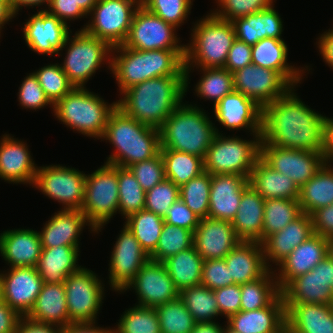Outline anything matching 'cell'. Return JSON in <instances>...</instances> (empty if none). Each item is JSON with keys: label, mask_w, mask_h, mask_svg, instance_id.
<instances>
[{"label": "cell", "mask_w": 333, "mask_h": 333, "mask_svg": "<svg viewBox=\"0 0 333 333\" xmlns=\"http://www.w3.org/2000/svg\"><path fill=\"white\" fill-rule=\"evenodd\" d=\"M87 224L91 231L96 233L81 210L61 209L54 213L39 232L42 248L79 246V235Z\"/></svg>", "instance_id": "obj_30"}, {"label": "cell", "mask_w": 333, "mask_h": 333, "mask_svg": "<svg viewBox=\"0 0 333 333\" xmlns=\"http://www.w3.org/2000/svg\"><path fill=\"white\" fill-rule=\"evenodd\" d=\"M15 333H61V328L55 325L34 322L23 317Z\"/></svg>", "instance_id": "obj_65"}, {"label": "cell", "mask_w": 333, "mask_h": 333, "mask_svg": "<svg viewBox=\"0 0 333 333\" xmlns=\"http://www.w3.org/2000/svg\"><path fill=\"white\" fill-rule=\"evenodd\" d=\"M325 162L319 171L301 188L299 204L302 213L311 215L321 207L333 203V167Z\"/></svg>", "instance_id": "obj_39"}, {"label": "cell", "mask_w": 333, "mask_h": 333, "mask_svg": "<svg viewBox=\"0 0 333 333\" xmlns=\"http://www.w3.org/2000/svg\"><path fill=\"white\" fill-rule=\"evenodd\" d=\"M192 2L193 0H144L143 6L149 12L178 28L187 19Z\"/></svg>", "instance_id": "obj_53"}, {"label": "cell", "mask_w": 333, "mask_h": 333, "mask_svg": "<svg viewBox=\"0 0 333 333\" xmlns=\"http://www.w3.org/2000/svg\"><path fill=\"white\" fill-rule=\"evenodd\" d=\"M322 154L326 162L333 161V119L325 116Z\"/></svg>", "instance_id": "obj_67"}, {"label": "cell", "mask_w": 333, "mask_h": 333, "mask_svg": "<svg viewBox=\"0 0 333 333\" xmlns=\"http://www.w3.org/2000/svg\"><path fill=\"white\" fill-rule=\"evenodd\" d=\"M118 191V212H121L120 214L124 215L125 219L144 209L146 192L129 168L118 166Z\"/></svg>", "instance_id": "obj_48"}, {"label": "cell", "mask_w": 333, "mask_h": 333, "mask_svg": "<svg viewBox=\"0 0 333 333\" xmlns=\"http://www.w3.org/2000/svg\"><path fill=\"white\" fill-rule=\"evenodd\" d=\"M15 16L16 14L12 10L9 0H0V34L4 24H6Z\"/></svg>", "instance_id": "obj_70"}, {"label": "cell", "mask_w": 333, "mask_h": 333, "mask_svg": "<svg viewBox=\"0 0 333 333\" xmlns=\"http://www.w3.org/2000/svg\"><path fill=\"white\" fill-rule=\"evenodd\" d=\"M81 267L64 281L69 319L72 323H95L104 296L102 281Z\"/></svg>", "instance_id": "obj_12"}, {"label": "cell", "mask_w": 333, "mask_h": 333, "mask_svg": "<svg viewBox=\"0 0 333 333\" xmlns=\"http://www.w3.org/2000/svg\"><path fill=\"white\" fill-rule=\"evenodd\" d=\"M0 140V178L9 183L33 185L38 167L26 143L9 134Z\"/></svg>", "instance_id": "obj_27"}, {"label": "cell", "mask_w": 333, "mask_h": 333, "mask_svg": "<svg viewBox=\"0 0 333 333\" xmlns=\"http://www.w3.org/2000/svg\"><path fill=\"white\" fill-rule=\"evenodd\" d=\"M179 297L196 322H212L220 315L214 290L204 285L184 288L179 292Z\"/></svg>", "instance_id": "obj_45"}, {"label": "cell", "mask_w": 333, "mask_h": 333, "mask_svg": "<svg viewBox=\"0 0 333 333\" xmlns=\"http://www.w3.org/2000/svg\"><path fill=\"white\" fill-rule=\"evenodd\" d=\"M160 153L164 161L166 179L179 187L205 171L203 158L196 155L166 148H160Z\"/></svg>", "instance_id": "obj_41"}, {"label": "cell", "mask_w": 333, "mask_h": 333, "mask_svg": "<svg viewBox=\"0 0 333 333\" xmlns=\"http://www.w3.org/2000/svg\"><path fill=\"white\" fill-rule=\"evenodd\" d=\"M113 333H161L156 309L139 305L129 308Z\"/></svg>", "instance_id": "obj_51"}, {"label": "cell", "mask_w": 333, "mask_h": 333, "mask_svg": "<svg viewBox=\"0 0 333 333\" xmlns=\"http://www.w3.org/2000/svg\"><path fill=\"white\" fill-rule=\"evenodd\" d=\"M102 139L115 147L107 164L128 168L155 157L160 152L158 128L138 122L116 107L109 115Z\"/></svg>", "instance_id": "obj_4"}, {"label": "cell", "mask_w": 333, "mask_h": 333, "mask_svg": "<svg viewBox=\"0 0 333 333\" xmlns=\"http://www.w3.org/2000/svg\"><path fill=\"white\" fill-rule=\"evenodd\" d=\"M265 199L250 185L243 191L232 226L240 241L262 243Z\"/></svg>", "instance_id": "obj_34"}, {"label": "cell", "mask_w": 333, "mask_h": 333, "mask_svg": "<svg viewBox=\"0 0 333 333\" xmlns=\"http://www.w3.org/2000/svg\"><path fill=\"white\" fill-rule=\"evenodd\" d=\"M69 27L45 9L40 10L25 22L24 40L34 52L49 56L60 55L67 36L72 32Z\"/></svg>", "instance_id": "obj_21"}, {"label": "cell", "mask_w": 333, "mask_h": 333, "mask_svg": "<svg viewBox=\"0 0 333 333\" xmlns=\"http://www.w3.org/2000/svg\"><path fill=\"white\" fill-rule=\"evenodd\" d=\"M294 90L262 109L261 144L322 152L325 116L309 108Z\"/></svg>", "instance_id": "obj_1"}, {"label": "cell", "mask_w": 333, "mask_h": 333, "mask_svg": "<svg viewBox=\"0 0 333 333\" xmlns=\"http://www.w3.org/2000/svg\"><path fill=\"white\" fill-rule=\"evenodd\" d=\"M23 317L5 302L0 303V333H15Z\"/></svg>", "instance_id": "obj_64"}, {"label": "cell", "mask_w": 333, "mask_h": 333, "mask_svg": "<svg viewBox=\"0 0 333 333\" xmlns=\"http://www.w3.org/2000/svg\"><path fill=\"white\" fill-rule=\"evenodd\" d=\"M139 5L129 0H98L91 12V22L82 30L111 47L122 45L129 33Z\"/></svg>", "instance_id": "obj_11"}, {"label": "cell", "mask_w": 333, "mask_h": 333, "mask_svg": "<svg viewBox=\"0 0 333 333\" xmlns=\"http://www.w3.org/2000/svg\"><path fill=\"white\" fill-rule=\"evenodd\" d=\"M227 325L238 333H284L286 307L281 293L266 307L231 315Z\"/></svg>", "instance_id": "obj_26"}, {"label": "cell", "mask_w": 333, "mask_h": 333, "mask_svg": "<svg viewBox=\"0 0 333 333\" xmlns=\"http://www.w3.org/2000/svg\"><path fill=\"white\" fill-rule=\"evenodd\" d=\"M211 146L203 159L205 172L216 174L249 175L261 157V135L254 140L223 136L218 129Z\"/></svg>", "instance_id": "obj_8"}, {"label": "cell", "mask_w": 333, "mask_h": 333, "mask_svg": "<svg viewBox=\"0 0 333 333\" xmlns=\"http://www.w3.org/2000/svg\"><path fill=\"white\" fill-rule=\"evenodd\" d=\"M248 178L238 174L211 175L208 217L230 221L235 218Z\"/></svg>", "instance_id": "obj_24"}, {"label": "cell", "mask_w": 333, "mask_h": 333, "mask_svg": "<svg viewBox=\"0 0 333 333\" xmlns=\"http://www.w3.org/2000/svg\"><path fill=\"white\" fill-rule=\"evenodd\" d=\"M75 3H77L80 8L89 16V13L93 9V7L96 5L98 0H74Z\"/></svg>", "instance_id": "obj_72"}, {"label": "cell", "mask_w": 333, "mask_h": 333, "mask_svg": "<svg viewBox=\"0 0 333 333\" xmlns=\"http://www.w3.org/2000/svg\"><path fill=\"white\" fill-rule=\"evenodd\" d=\"M281 295L284 304L333 305V259L327 255L311 271L291 280Z\"/></svg>", "instance_id": "obj_15"}, {"label": "cell", "mask_w": 333, "mask_h": 333, "mask_svg": "<svg viewBox=\"0 0 333 333\" xmlns=\"http://www.w3.org/2000/svg\"><path fill=\"white\" fill-rule=\"evenodd\" d=\"M224 327L214 321L212 322H197L191 333H223Z\"/></svg>", "instance_id": "obj_69"}, {"label": "cell", "mask_w": 333, "mask_h": 333, "mask_svg": "<svg viewBox=\"0 0 333 333\" xmlns=\"http://www.w3.org/2000/svg\"><path fill=\"white\" fill-rule=\"evenodd\" d=\"M179 199V186L165 179L146 192L144 209L164 218L171 205Z\"/></svg>", "instance_id": "obj_54"}, {"label": "cell", "mask_w": 333, "mask_h": 333, "mask_svg": "<svg viewBox=\"0 0 333 333\" xmlns=\"http://www.w3.org/2000/svg\"><path fill=\"white\" fill-rule=\"evenodd\" d=\"M318 39L317 45L323 60L333 68V29L325 31Z\"/></svg>", "instance_id": "obj_66"}, {"label": "cell", "mask_w": 333, "mask_h": 333, "mask_svg": "<svg viewBox=\"0 0 333 333\" xmlns=\"http://www.w3.org/2000/svg\"><path fill=\"white\" fill-rule=\"evenodd\" d=\"M220 316L228 319L241 310V285L233 284L214 290Z\"/></svg>", "instance_id": "obj_60"}, {"label": "cell", "mask_w": 333, "mask_h": 333, "mask_svg": "<svg viewBox=\"0 0 333 333\" xmlns=\"http://www.w3.org/2000/svg\"><path fill=\"white\" fill-rule=\"evenodd\" d=\"M117 101L108 105L105 100L85 87H74L53 108L56 118L74 131L102 139L109 115Z\"/></svg>", "instance_id": "obj_7"}, {"label": "cell", "mask_w": 333, "mask_h": 333, "mask_svg": "<svg viewBox=\"0 0 333 333\" xmlns=\"http://www.w3.org/2000/svg\"><path fill=\"white\" fill-rule=\"evenodd\" d=\"M86 174L61 165L38 167L33 187L62 203L63 209L81 210Z\"/></svg>", "instance_id": "obj_13"}, {"label": "cell", "mask_w": 333, "mask_h": 333, "mask_svg": "<svg viewBox=\"0 0 333 333\" xmlns=\"http://www.w3.org/2000/svg\"><path fill=\"white\" fill-rule=\"evenodd\" d=\"M164 222L186 228L194 233L200 218L179 198L164 216Z\"/></svg>", "instance_id": "obj_59"}, {"label": "cell", "mask_w": 333, "mask_h": 333, "mask_svg": "<svg viewBox=\"0 0 333 333\" xmlns=\"http://www.w3.org/2000/svg\"><path fill=\"white\" fill-rule=\"evenodd\" d=\"M204 259L194 246L169 257L163 263L179 292L201 284Z\"/></svg>", "instance_id": "obj_40"}, {"label": "cell", "mask_w": 333, "mask_h": 333, "mask_svg": "<svg viewBox=\"0 0 333 333\" xmlns=\"http://www.w3.org/2000/svg\"><path fill=\"white\" fill-rule=\"evenodd\" d=\"M196 104L181 103L159 128L160 148L205 157L217 128Z\"/></svg>", "instance_id": "obj_5"}, {"label": "cell", "mask_w": 333, "mask_h": 333, "mask_svg": "<svg viewBox=\"0 0 333 333\" xmlns=\"http://www.w3.org/2000/svg\"><path fill=\"white\" fill-rule=\"evenodd\" d=\"M251 50V45L236 39L228 52L224 68L233 73L249 64H252Z\"/></svg>", "instance_id": "obj_61"}, {"label": "cell", "mask_w": 333, "mask_h": 333, "mask_svg": "<svg viewBox=\"0 0 333 333\" xmlns=\"http://www.w3.org/2000/svg\"><path fill=\"white\" fill-rule=\"evenodd\" d=\"M3 301V298H2V289H1V285H0V303Z\"/></svg>", "instance_id": "obj_76"}, {"label": "cell", "mask_w": 333, "mask_h": 333, "mask_svg": "<svg viewBox=\"0 0 333 333\" xmlns=\"http://www.w3.org/2000/svg\"><path fill=\"white\" fill-rule=\"evenodd\" d=\"M214 107L219 123L228 129H248L254 135L262 132V108L252 99L233 90L224 96Z\"/></svg>", "instance_id": "obj_22"}, {"label": "cell", "mask_w": 333, "mask_h": 333, "mask_svg": "<svg viewBox=\"0 0 333 333\" xmlns=\"http://www.w3.org/2000/svg\"><path fill=\"white\" fill-rule=\"evenodd\" d=\"M313 232L325 238L333 236V203L321 207L311 214Z\"/></svg>", "instance_id": "obj_63"}, {"label": "cell", "mask_w": 333, "mask_h": 333, "mask_svg": "<svg viewBox=\"0 0 333 333\" xmlns=\"http://www.w3.org/2000/svg\"><path fill=\"white\" fill-rule=\"evenodd\" d=\"M226 328H224V332L223 333H238L235 332L233 329H231L228 325L225 326Z\"/></svg>", "instance_id": "obj_74"}, {"label": "cell", "mask_w": 333, "mask_h": 333, "mask_svg": "<svg viewBox=\"0 0 333 333\" xmlns=\"http://www.w3.org/2000/svg\"><path fill=\"white\" fill-rule=\"evenodd\" d=\"M2 298L11 309L26 317L36 302L43 280L35 267H10L0 273Z\"/></svg>", "instance_id": "obj_20"}, {"label": "cell", "mask_w": 333, "mask_h": 333, "mask_svg": "<svg viewBox=\"0 0 333 333\" xmlns=\"http://www.w3.org/2000/svg\"><path fill=\"white\" fill-rule=\"evenodd\" d=\"M203 76L195 86L200 98L210 99L215 106L224 96L234 90L233 74L224 67L201 68Z\"/></svg>", "instance_id": "obj_46"}, {"label": "cell", "mask_w": 333, "mask_h": 333, "mask_svg": "<svg viewBox=\"0 0 333 333\" xmlns=\"http://www.w3.org/2000/svg\"><path fill=\"white\" fill-rule=\"evenodd\" d=\"M248 183L265 200L299 199L298 185L285 174L274 170L261 157L253 167Z\"/></svg>", "instance_id": "obj_36"}, {"label": "cell", "mask_w": 333, "mask_h": 333, "mask_svg": "<svg viewBox=\"0 0 333 333\" xmlns=\"http://www.w3.org/2000/svg\"><path fill=\"white\" fill-rule=\"evenodd\" d=\"M232 74L234 90L252 99L262 109L293 87L278 71L254 64Z\"/></svg>", "instance_id": "obj_16"}, {"label": "cell", "mask_w": 333, "mask_h": 333, "mask_svg": "<svg viewBox=\"0 0 333 333\" xmlns=\"http://www.w3.org/2000/svg\"><path fill=\"white\" fill-rule=\"evenodd\" d=\"M150 256L156 249L164 226L163 217L142 209L126 218L125 224Z\"/></svg>", "instance_id": "obj_43"}, {"label": "cell", "mask_w": 333, "mask_h": 333, "mask_svg": "<svg viewBox=\"0 0 333 333\" xmlns=\"http://www.w3.org/2000/svg\"><path fill=\"white\" fill-rule=\"evenodd\" d=\"M70 37L69 33L64 49L67 45L69 47L61 67L74 87H85V83L103 62L108 61V67L111 68L112 47L106 41L89 35L82 29L76 31L73 38Z\"/></svg>", "instance_id": "obj_10"}, {"label": "cell", "mask_w": 333, "mask_h": 333, "mask_svg": "<svg viewBox=\"0 0 333 333\" xmlns=\"http://www.w3.org/2000/svg\"><path fill=\"white\" fill-rule=\"evenodd\" d=\"M128 168L145 192L166 179L164 161L160 152L155 157L134 163Z\"/></svg>", "instance_id": "obj_56"}, {"label": "cell", "mask_w": 333, "mask_h": 333, "mask_svg": "<svg viewBox=\"0 0 333 333\" xmlns=\"http://www.w3.org/2000/svg\"><path fill=\"white\" fill-rule=\"evenodd\" d=\"M251 51L252 64L278 71L293 87L302 80L304 69L287 63L288 48L283 39L264 38Z\"/></svg>", "instance_id": "obj_37"}, {"label": "cell", "mask_w": 333, "mask_h": 333, "mask_svg": "<svg viewBox=\"0 0 333 333\" xmlns=\"http://www.w3.org/2000/svg\"><path fill=\"white\" fill-rule=\"evenodd\" d=\"M18 99L21 106L27 108V110L41 109L46 107V105L54 108V105L45 95L34 72L27 75L22 81L21 87H19Z\"/></svg>", "instance_id": "obj_57"}, {"label": "cell", "mask_w": 333, "mask_h": 333, "mask_svg": "<svg viewBox=\"0 0 333 333\" xmlns=\"http://www.w3.org/2000/svg\"><path fill=\"white\" fill-rule=\"evenodd\" d=\"M211 174L203 172L179 187V198L200 218L208 217Z\"/></svg>", "instance_id": "obj_50"}, {"label": "cell", "mask_w": 333, "mask_h": 333, "mask_svg": "<svg viewBox=\"0 0 333 333\" xmlns=\"http://www.w3.org/2000/svg\"><path fill=\"white\" fill-rule=\"evenodd\" d=\"M185 93V76L148 79L123 91L117 107L138 122L159 129Z\"/></svg>", "instance_id": "obj_2"}, {"label": "cell", "mask_w": 333, "mask_h": 333, "mask_svg": "<svg viewBox=\"0 0 333 333\" xmlns=\"http://www.w3.org/2000/svg\"><path fill=\"white\" fill-rule=\"evenodd\" d=\"M114 244L109 263V284L114 291L122 292L150 259L130 229L124 225Z\"/></svg>", "instance_id": "obj_19"}, {"label": "cell", "mask_w": 333, "mask_h": 333, "mask_svg": "<svg viewBox=\"0 0 333 333\" xmlns=\"http://www.w3.org/2000/svg\"><path fill=\"white\" fill-rule=\"evenodd\" d=\"M327 255L328 238L314 233L278 264L279 274L276 272L275 277L279 290L296 277L311 271Z\"/></svg>", "instance_id": "obj_25"}, {"label": "cell", "mask_w": 333, "mask_h": 333, "mask_svg": "<svg viewBox=\"0 0 333 333\" xmlns=\"http://www.w3.org/2000/svg\"><path fill=\"white\" fill-rule=\"evenodd\" d=\"M240 242L230 221L200 219L193 246L204 260L223 259Z\"/></svg>", "instance_id": "obj_23"}, {"label": "cell", "mask_w": 333, "mask_h": 333, "mask_svg": "<svg viewBox=\"0 0 333 333\" xmlns=\"http://www.w3.org/2000/svg\"><path fill=\"white\" fill-rule=\"evenodd\" d=\"M280 293L274 271L269 269L261 278L241 284V310L264 308Z\"/></svg>", "instance_id": "obj_42"}, {"label": "cell", "mask_w": 333, "mask_h": 333, "mask_svg": "<svg viewBox=\"0 0 333 333\" xmlns=\"http://www.w3.org/2000/svg\"><path fill=\"white\" fill-rule=\"evenodd\" d=\"M34 322L65 328L69 319L65 287L63 283H43L33 309L26 316Z\"/></svg>", "instance_id": "obj_33"}, {"label": "cell", "mask_w": 333, "mask_h": 333, "mask_svg": "<svg viewBox=\"0 0 333 333\" xmlns=\"http://www.w3.org/2000/svg\"><path fill=\"white\" fill-rule=\"evenodd\" d=\"M302 214L298 199H268L264 202L262 242Z\"/></svg>", "instance_id": "obj_44"}, {"label": "cell", "mask_w": 333, "mask_h": 333, "mask_svg": "<svg viewBox=\"0 0 333 333\" xmlns=\"http://www.w3.org/2000/svg\"><path fill=\"white\" fill-rule=\"evenodd\" d=\"M314 234L312 217L302 213L282 230L271 234L263 242L264 259L267 267L273 262L276 266L283 261L298 245ZM270 260V262H269Z\"/></svg>", "instance_id": "obj_28"}, {"label": "cell", "mask_w": 333, "mask_h": 333, "mask_svg": "<svg viewBox=\"0 0 333 333\" xmlns=\"http://www.w3.org/2000/svg\"><path fill=\"white\" fill-rule=\"evenodd\" d=\"M175 31V26L139 6L122 45L135 50H185Z\"/></svg>", "instance_id": "obj_14"}, {"label": "cell", "mask_w": 333, "mask_h": 333, "mask_svg": "<svg viewBox=\"0 0 333 333\" xmlns=\"http://www.w3.org/2000/svg\"><path fill=\"white\" fill-rule=\"evenodd\" d=\"M111 52L118 55L112 56L110 71L120 93L148 79L185 76V50H135L119 45Z\"/></svg>", "instance_id": "obj_3"}, {"label": "cell", "mask_w": 333, "mask_h": 333, "mask_svg": "<svg viewBox=\"0 0 333 333\" xmlns=\"http://www.w3.org/2000/svg\"><path fill=\"white\" fill-rule=\"evenodd\" d=\"M231 23L236 39L251 46L267 37L282 39L283 22L273 5L254 14L234 19Z\"/></svg>", "instance_id": "obj_35"}, {"label": "cell", "mask_w": 333, "mask_h": 333, "mask_svg": "<svg viewBox=\"0 0 333 333\" xmlns=\"http://www.w3.org/2000/svg\"><path fill=\"white\" fill-rule=\"evenodd\" d=\"M41 252L39 231L14 229L0 234V254L10 267H35Z\"/></svg>", "instance_id": "obj_29"}, {"label": "cell", "mask_w": 333, "mask_h": 333, "mask_svg": "<svg viewBox=\"0 0 333 333\" xmlns=\"http://www.w3.org/2000/svg\"><path fill=\"white\" fill-rule=\"evenodd\" d=\"M50 102L55 105L74 85L69 81L60 64H50L34 72Z\"/></svg>", "instance_id": "obj_52"}, {"label": "cell", "mask_w": 333, "mask_h": 333, "mask_svg": "<svg viewBox=\"0 0 333 333\" xmlns=\"http://www.w3.org/2000/svg\"><path fill=\"white\" fill-rule=\"evenodd\" d=\"M50 0H9L12 10L17 15L20 8L22 7H33V6H40L43 3H46V6L49 4Z\"/></svg>", "instance_id": "obj_71"}, {"label": "cell", "mask_w": 333, "mask_h": 333, "mask_svg": "<svg viewBox=\"0 0 333 333\" xmlns=\"http://www.w3.org/2000/svg\"><path fill=\"white\" fill-rule=\"evenodd\" d=\"M159 317L161 333H191L195 324L180 297L155 308Z\"/></svg>", "instance_id": "obj_47"}, {"label": "cell", "mask_w": 333, "mask_h": 333, "mask_svg": "<svg viewBox=\"0 0 333 333\" xmlns=\"http://www.w3.org/2000/svg\"><path fill=\"white\" fill-rule=\"evenodd\" d=\"M135 289L138 305L156 308L168 301L179 297V290L175 287L163 262L149 259L136 276L123 289Z\"/></svg>", "instance_id": "obj_18"}, {"label": "cell", "mask_w": 333, "mask_h": 333, "mask_svg": "<svg viewBox=\"0 0 333 333\" xmlns=\"http://www.w3.org/2000/svg\"><path fill=\"white\" fill-rule=\"evenodd\" d=\"M261 158L274 170L291 178L299 188L326 162L322 152L284 149L271 144H261Z\"/></svg>", "instance_id": "obj_17"}, {"label": "cell", "mask_w": 333, "mask_h": 333, "mask_svg": "<svg viewBox=\"0 0 333 333\" xmlns=\"http://www.w3.org/2000/svg\"><path fill=\"white\" fill-rule=\"evenodd\" d=\"M216 2L220 9L213 11L212 14L230 22L274 5L273 0H217Z\"/></svg>", "instance_id": "obj_55"}, {"label": "cell", "mask_w": 333, "mask_h": 333, "mask_svg": "<svg viewBox=\"0 0 333 333\" xmlns=\"http://www.w3.org/2000/svg\"><path fill=\"white\" fill-rule=\"evenodd\" d=\"M193 232L164 222L160 238L150 259L164 262L169 257L193 246Z\"/></svg>", "instance_id": "obj_49"}, {"label": "cell", "mask_w": 333, "mask_h": 333, "mask_svg": "<svg viewBox=\"0 0 333 333\" xmlns=\"http://www.w3.org/2000/svg\"><path fill=\"white\" fill-rule=\"evenodd\" d=\"M192 32L190 44L185 45V92L190 84V68L195 65L197 68L224 67L228 52L236 40L232 23L219 19L212 13L200 18Z\"/></svg>", "instance_id": "obj_6"}, {"label": "cell", "mask_w": 333, "mask_h": 333, "mask_svg": "<svg viewBox=\"0 0 333 333\" xmlns=\"http://www.w3.org/2000/svg\"><path fill=\"white\" fill-rule=\"evenodd\" d=\"M201 285L210 290L233 285V279L230 277L229 267L224 258L204 260Z\"/></svg>", "instance_id": "obj_58"}, {"label": "cell", "mask_w": 333, "mask_h": 333, "mask_svg": "<svg viewBox=\"0 0 333 333\" xmlns=\"http://www.w3.org/2000/svg\"><path fill=\"white\" fill-rule=\"evenodd\" d=\"M288 333H333V305L285 304Z\"/></svg>", "instance_id": "obj_32"}, {"label": "cell", "mask_w": 333, "mask_h": 333, "mask_svg": "<svg viewBox=\"0 0 333 333\" xmlns=\"http://www.w3.org/2000/svg\"><path fill=\"white\" fill-rule=\"evenodd\" d=\"M96 323H71L61 329V333H113V329L101 328Z\"/></svg>", "instance_id": "obj_68"}, {"label": "cell", "mask_w": 333, "mask_h": 333, "mask_svg": "<svg viewBox=\"0 0 333 333\" xmlns=\"http://www.w3.org/2000/svg\"><path fill=\"white\" fill-rule=\"evenodd\" d=\"M131 2H134L136 4H138L139 6H143L144 0H129Z\"/></svg>", "instance_id": "obj_75"}, {"label": "cell", "mask_w": 333, "mask_h": 333, "mask_svg": "<svg viewBox=\"0 0 333 333\" xmlns=\"http://www.w3.org/2000/svg\"><path fill=\"white\" fill-rule=\"evenodd\" d=\"M118 207V166L105 163L86 175L81 212L98 233L117 213Z\"/></svg>", "instance_id": "obj_9"}, {"label": "cell", "mask_w": 333, "mask_h": 333, "mask_svg": "<svg viewBox=\"0 0 333 333\" xmlns=\"http://www.w3.org/2000/svg\"><path fill=\"white\" fill-rule=\"evenodd\" d=\"M328 255L333 259V236L328 238Z\"/></svg>", "instance_id": "obj_73"}, {"label": "cell", "mask_w": 333, "mask_h": 333, "mask_svg": "<svg viewBox=\"0 0 333 333\" xmlns=\"http://www.w3.org/2000/svg\"><path fill=\"white\" fill-rule=\"evenodd\" d=\"M233 284H245L261 278L269 269L264 259L262 243L240 241L226 256Z\"/></svg>", "instance_id": "obj_31"}, {"label": "cell", "mask_w": 333, "mask_h": 333, "mask_svg": "<svg viewBox=\"0 0 333 333\" xmlns=\"http://www.w3.org/2000/svg\"><path fill=\"white\" fill-rule=\"evenodd\" d=\"M48 9L45 10L65 24H67V20L71 21L87 16L74 0H50Z\"/></svg>", "instance_id": "obj_62"}, {"label": "cell", "mask_w": 333, "mask_h": 333, "mask_svg": "<svg viewBox=\"0 0 333 333\" xmlns=\"http://www.w3.org/2000/svg\"><path fill=\"white\" fill-rule=\"evenodd\" d=\"M79 246H55L42 248L35 266L43 283H64L67 277L81 266L77 262Z\"/></svg>", "instance_id": "obj_38"}]
</instances>
